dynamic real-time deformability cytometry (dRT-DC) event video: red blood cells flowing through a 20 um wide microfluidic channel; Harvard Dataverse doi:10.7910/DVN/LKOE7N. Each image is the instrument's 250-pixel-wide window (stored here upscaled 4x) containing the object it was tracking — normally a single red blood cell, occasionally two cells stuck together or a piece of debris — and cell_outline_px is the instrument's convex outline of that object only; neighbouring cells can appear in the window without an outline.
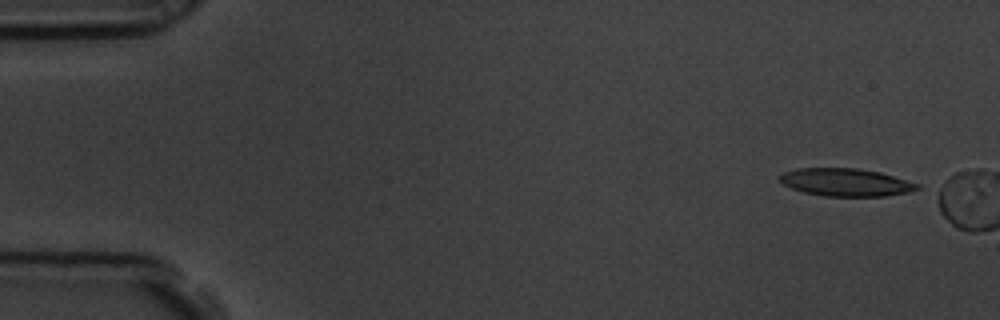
{"species": "common noctule bat (a hibernating species)", "species_latin": "Nyctalus noctula", "temperature_condition": "room temperature", "stored_images_in_passage": 3, "segment_of_instrument_passage": [1, 2], "camera_frame_rate_fps": 3000, "um_per_image_px": 0.085, "animal": {"sex": "male", "body_mass_g": 19.5, "forearm_length_mm": 54.6}, "frame": {"image": 1, "passage_image": 1, "time_ms": 0.0, "image_size_px": [1000, 320], "cell_outline_px": [[920, 188], [908, 192], [884, 196], [824, 196], [804, 192], [792, 188], [776, 180], [776, 176], [784, 172], [796, 168], [856, 168], [880, 172], [920, 184]], "centroid_in_image_um": [71.85, 15.49], "position_along_channel_um": 13.2, "area_um2": 22.31}}